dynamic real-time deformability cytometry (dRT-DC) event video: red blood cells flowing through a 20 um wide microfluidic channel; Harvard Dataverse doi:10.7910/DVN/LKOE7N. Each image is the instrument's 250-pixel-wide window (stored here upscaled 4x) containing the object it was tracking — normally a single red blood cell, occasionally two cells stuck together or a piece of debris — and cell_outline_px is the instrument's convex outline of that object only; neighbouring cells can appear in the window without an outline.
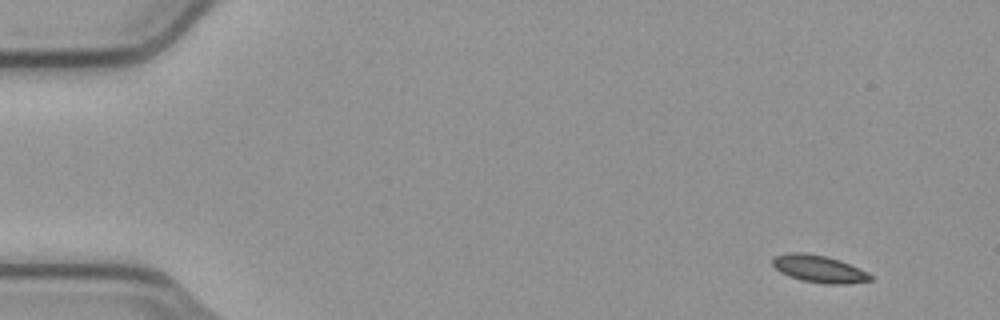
{"species": "common noctule bat (a hibernating species)", "species_latin": "Nyctalus noctula", "temperature_condition": "cold", "stored_images_in_passage": 7, "camera_frame_rate_fps": 3000, "um_per_image_px": 0.085, "animal": {"sex": "male", "body_mass_g": 23.1, "forearm_length_mm": 52.7}, "frame": {"image": 1, "passage_image": 1, "time_ms": 0.0, "image_size_px": [1000, 320], "cell_outline_px": [[872, 280], [848, 284], [824, 284], [800, 280], [788, 276], [780, 272], [772, 264], [772, 260], [776, 256], [788, 252], [804, 252], [824, 256], [840, 260], [868, 272], [872, 276]], "centroid_in_image_um": [69.61, 22.86], "position_along_channel_um": 15.4, "area_um2": 15.61}}
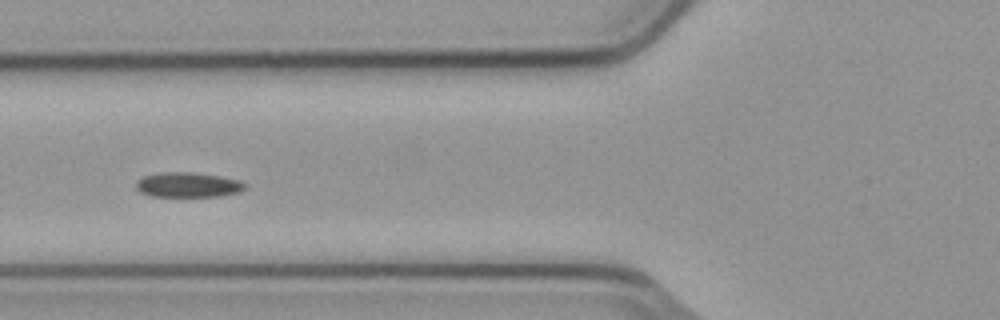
{"frame": {"image": 2, "passage_image": 5, "time_ms": 1.333, "image_size_px": [1000, 320], "cell_outline_px": [[248, 188], [240, 192], [220, 196], [152, 196], [140, 192], [136, 188], [136, 180], [144, 176], [160, 172], [192, 172], [220, 176], [240, 180], [248, 184]], "centroid_in_image_um": [16.02, 15.7], "position_along_channel_um": 109.8, "area_um2": 16.01}}
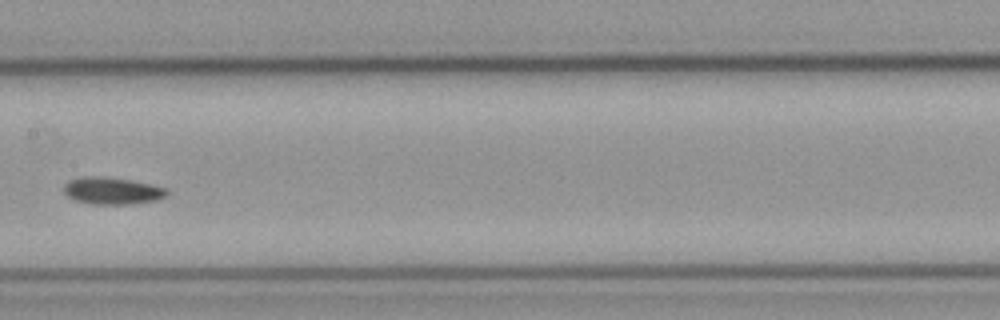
{"frame": {"image": 3, "passage_image": 7, "time_ms": 2.0, "image_size_px": [1000, 320], "cell_outline_px": [[168, 192], [164, 196], [156, 200], [128, 204], [88, 204], [72, 200], [64, 192], [64, 184], [68, 180], [84, 176], [100, 176], [132, 180], [168, 188]], "centroid_in_image_um": [9.49, 16.21], "position_along_channel_um": 197.9, "area_um2": 16.36}}